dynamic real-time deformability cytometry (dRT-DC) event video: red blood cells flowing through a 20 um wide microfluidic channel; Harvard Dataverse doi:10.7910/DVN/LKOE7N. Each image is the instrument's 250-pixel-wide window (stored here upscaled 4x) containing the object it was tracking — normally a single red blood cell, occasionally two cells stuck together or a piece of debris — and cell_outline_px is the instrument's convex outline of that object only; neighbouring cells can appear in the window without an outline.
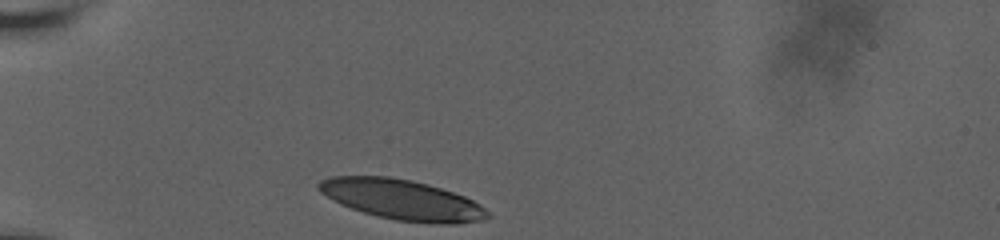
{"species": "human", "species_latin": "Homo sapiens", "temperature_condition": "room temperature", "stored_images_in_passage": 30, "camera_frame_rate_fps": 3000, "um_per_image_px": 0.085, "donor": {"sex": "male"}, "frame": {"image": 1, "passage_image": 1, "time_ms": 0.0, "image_size_px": [1000, 240], "cell_outline_px": [[492, 216], [484, 220], [456, 224], [444, 224], [396, 220], [376, 216], [340, 204], [320, 192], [316, 188], [316, 184], [320, 180], [328, 176], [388, 176], [412, 180], [428, 184], [464, 196], [480, 204]], "centroid_in_image_um": [34.15, 16.97], "position_along_channel_um": 50.8, "area_um2": 39.65}}
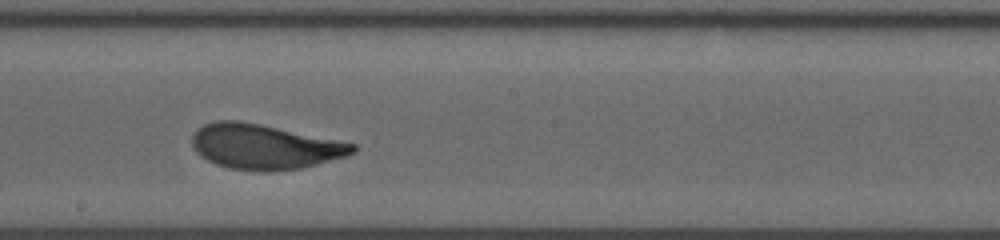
{"frame": {"image": 2, "passage_image": 18, "time_ms": 5.667, "image_size_px": [1000, 240], "cell_outline_px": [[356, 152], [348, 156], [300, 168], [272, 172], [264, 172], [228, 168], [216, 164], [200, 156], [196, 152], [192, 144], [192, 132], [196, 128], [204, 124], [216, 120], [240, 120], [260, 124], [356, 144]], "centroid_in_image_um": [22.45, 12.47], "position_along_channel_um": 225.8, "area_um2": 42.25}}
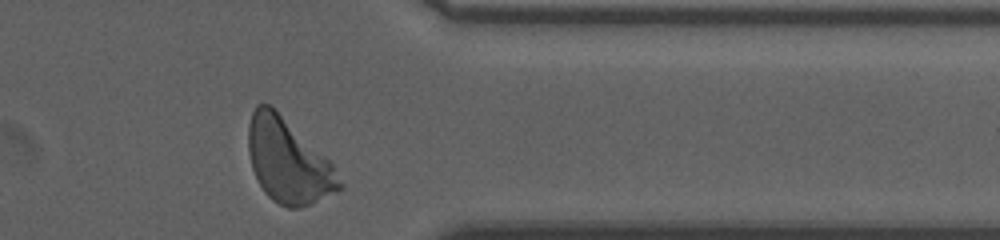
{"frame": {"image": 3, "passage_image": 30, "time_ms": 10.333, "image_size_px": [1000, 240], "cell_outline_px": [[344, 188], [300, 208], [288, 208], [272, 200], [264, 192], [252, 168], [248, 152], [248, 124], [252, 112], [256, 104], [268, 104], [332, 160], [344, 184]], "centroid_in_image_um": [24.52, 13.7], "position_along_channel_um": 386.9, "area_um2": 44.62}, "authors_computed_cell_mechanics": {"area_um2": 41.5004, "velocity_mm_per_s": 3.5946, "shape_relaxation_time_tau1_ms": 3.6735, "shape_relaxation_time_tau2_ms": 0.9609, "deformation_change_tau1": 0.1867, "deformation_change_tau2": 0.0843}}